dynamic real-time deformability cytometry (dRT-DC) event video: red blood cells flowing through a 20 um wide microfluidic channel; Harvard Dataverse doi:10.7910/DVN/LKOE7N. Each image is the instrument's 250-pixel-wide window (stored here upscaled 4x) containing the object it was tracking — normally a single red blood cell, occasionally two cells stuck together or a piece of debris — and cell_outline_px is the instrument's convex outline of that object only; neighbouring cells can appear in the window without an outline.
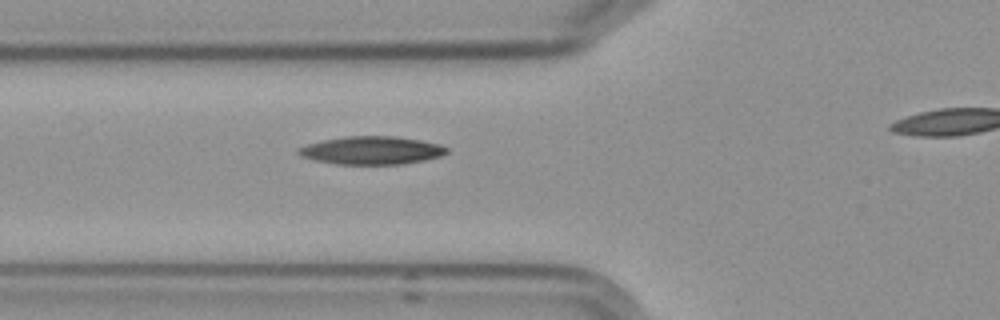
{"species": "Egyptian fruit bat (a non-hibernating species)", "species_latin": "Rousettus aegyptiacus", "temperature_condition": "cold", "stored_images_in_passage": 4, "camera_frame_rate_fps": 3000, "um_per_image_px": 0.085, "frame": {"image": 1, "passage_image": 4, "time_ms": 3.667, "image_size_px": [1000, 320], "cell_outline_px": [[448, 152], [440, 156], [424, 160], [404, 164], [336, 164], [316, 160], [300, 156], [296, 152], [296, 148], [308, 144], [324, 140], [344, 136], [396, 136], [420, 140], [440, 144], [448, 148]], "centroid_in_image_um": [31.58, 12.78], "position_along_channel_um": 94.2, "area_um2": 24.28}}